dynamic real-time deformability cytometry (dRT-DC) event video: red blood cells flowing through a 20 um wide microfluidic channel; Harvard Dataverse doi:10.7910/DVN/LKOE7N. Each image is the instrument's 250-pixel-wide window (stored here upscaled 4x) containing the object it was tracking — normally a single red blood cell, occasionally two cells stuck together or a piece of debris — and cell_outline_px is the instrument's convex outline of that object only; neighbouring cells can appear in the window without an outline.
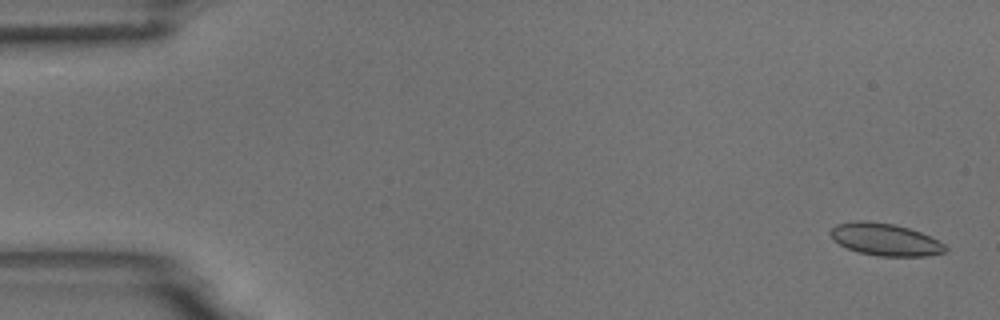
{"species": "common noctule bat (a hibernating species)", "species_latin": "Nyctalus noctula", "temperature_condition": "room temperature", "stored_images_in_passage": 14, "camera_frame_rate_fps": 3000, "um_per_image_px": 0.085, "animal": {"sex": "male", "body_mass_g": 18.8}, "frame": {"image": 1, "passage_image": 2, "time_ms": 0.333, "image_size_px": [1000, 320], "cell_outline_px": [[948, 248], [944, 252], [924, 256], [876, 256], [856, 252], [832, 240], [828, 232], [836, 224], [852, 220], [868, 220], [892, 224], [908, 228], [920, 232], [944, 244]], "centroid_in_image_um": [75.16, 20.35], "position_along_channel_um": 9.8, "area_um2": 21.68}}